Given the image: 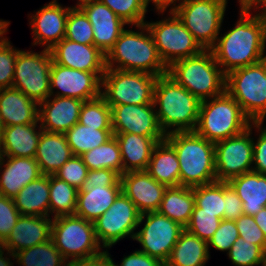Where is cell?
Wrapping results in <instances>:
<instances>
[{
    "mask_svg": "<svg viewBox=\"0 0 266 266\" xmlns=\"http://www.w3.org/2000/svg\"><path fill=\"white\" fill-rule=\"evenodd\" d=\"M239 15L235 26L223 36H218L210 49L225 74L266 58L264 24L258 12L253 15L252 11L240 5Z\"/></svg>",
    "mask_w": 266,
    "mask_h": 266,
    "instance_id": "cell-1",
    "label": "cell"
},
{
    "mask_svg": "<svg viewBox=\"0 0 266 266\" xmlns=\"http://www.w3.org/2000/svg\"><path fill=\"white\" fill-rule=\"evenodd\" d=\"M153 103L165 135L195 131L201 101L168 74L157 77Z\"/></svg>",
    "mask_w": 266,
    "mask_h": 266,
    "instance_id": "cell-2",
    "label": "cell"
},
{
    "mask_svg": "<svg viewBox=\"0 0 266 266\" xmlns=\"http://www.w3.org/2000/svg\"><path fill=\"white\" fill-rule=\"evenodd\" d=\"M138 31L124 29L105 55L106 68L145 72L154 76L168 73L146 24L136 25ZM140 31V32H139Z\"/></svg>",
    "mask_w": 266,
    "mask_h": 266,
    "instance_id": "cell-3",
    "label": "cell"
},
{
    "mask_svg": "<svg viewBox=\"0 0 266 266\" xmlns=\"http://www.w3.org/2000/svg\"><path fill=\"white\" fill-rule=\"evenodd\" d=\"M165 140L176 151L180 167V186L195 187L217 181L215 145L192 132H174Z\"/></svg>",
    "mask_w": 266,
    "mask_h": 266,
    "instance_id": "cell-4",
    "label": "cell"
},
{
    "mask_svg": "<svg viewBox=\"0 0 266 266\" xmlns=\"http://www.w3.org/2000/svg\"><path fill=\"white\" fill-rule=\"evenodd\" d=\"M167 74L200 101L225 92L226 74L211 50L174 62L168 67Z\"/></svg>",
    "mask_w": 266,
    "mask_h": 266,
    "instance_id": "cell-5",
    "label": "cell"
},
{
    "mask_svg": "<svg viewBox=\"0 0 266 266\" xmlns=\"http://www.w3.org/2000/svg\"><path fill=\"white\" fill-rule=\"evenodd\" d=\"M251 123L240 105L225 91L219 96L201 101L195 132L216 143L240 134Z\"/></svg>",
    "mask_w": 266,
    "mask_h": 266,
    "instance_id": "cell-6",
    "label": "cell"
},
{
    "mask_svg": "<svg viewBox=\"0 0 266 266\" xmlns=\"http://www.w3.org/2000/svg\"><path fill=\"white\" fill-rule=\"evenodd\" d=\"M225 91L252 123H263L266 118V58L228 72Z\"/></svg>",
    "mask_w": 266,
    "mask_h": 266,
    "instance_id": "cell-7",
    "label": "cell"
},
{
    "mask_svg": "<svg viewBox=\"0 0 266 266\" xmlns=\"http://www.w3.org/2000/svg\"><path fill=\"white\" fill-rule=\"evenodd\" d=\"M51 239L67 262L92 259L105 252L101 251L93 222L75 214L53 218Z\"/></svg>",
    "mask_w": 266,
    "mask_h": 266,
    "instance_id": "cell-8",
    "label": "cell"
},
{
    "mask_svg": "<svg viewBox=\"0 0 266 266\" xmlns=\"http://www.w3.org/2000/svg\"><path fill=\"white\" fill-rule=\"evenodd\" d=\"M180 1V3H179ZM170 9L204 50L216 43L228 0H177Z\"/></svg>",
    "mask_w": 266,
    "mask_h": 266,
    "instance_id": "cell-9",
    "label": "cell"
},
{
    "mask_svg": "<svg viewBox=\"0 0 266 266\" xmlns=\"http://www.w3.org/2000/svg\"><path fill=\"white\" fill-rule=\"evenodd\" d=\"M157 76L145 72L106 68L101 96L110 106L153 103Z\"/></svg>",
    "mask_w": 266,
    "mask_h": 266,
    "instance_id": "cell-10",
    "label": "cell"
},
{
    "mask_svg": "<svg viewBox=\"0 0 266 266\" xmlns=\"http://www.w3.org/2000/svg\"><path fill=\"white\" fill-rule=\"evenodd\" d=\"M122 192L121 175L115 170H89L78 191L75 215L94 222L102 216Z\"/></svg>",
    "mask_w": 266,
    "mask_h": 266,
    "instance_id": "cell-11",
    "label": "cell"
},
{
    "mask_svg": "<svg viewBox=\"0 0 266 266\" xmlns=\"http://www.w3.org/2000/svg\"><path fill=\"white\" fill-rule=\"evenodd\" d=\"M169 17L145 22L161 60L168 68L174 62L200 54L204 49L170 9Z\"/></svg>",
    "mask_w": 266,
    "mask_h": 266,
    "instance_id": "cell-12",
    "label": "cell"
},
{
    "mask_svg": "<svg viewBox=\"0 0 266 266\" xmlns=\"http://www.w3.org/2000/svg\"><path fill=\"white\" fill-rule=\"evenodd\" d=\"M53 58L50 50L40 53L20 50L16 57L12 87L38 104L51 96L50 69Z\"/></svg>",
    "mask_w": 266,
    "mask_h": 266,
    "instance_id": "cell-13",
    "label": "cell"
},
{
    "mask_svg": "<svg viewBox=\"0 0 266 266\" xmlns=\"http://www.w3.org/2000/svg\"><path fill=\"white\" fill-rule=\"evenodd\" d=\"M140 215L135 204L121 192L109 209L93 222L99 244L110 249L125 237L134 240Z\"/></svg>",
    "mask_w": 266,
    "mask_h": 266,
    "instance_id": "cell-14",
    "label": "cell"
},
{
    "mask_svg": "<svg viewBox=\"0 0 266 266\" xmlns=\"http://www.w3.org/2000/svg\"><path fill=\"white\" fill-rule=\"evenodd\" d=\"M253 125L254 123H251L238 135L214 143L217 181L228 182L236 176L252 171Z\"/></svg>",
    "mask_w": 266,
    "mask_h": 266,
    "instance_id": "cell-15",
    "label": "cell"
},
{
    "mask_svg": "<svg viewBox=\"0 0 266 266\" xmlns=\"http://www.w3.org/2000/svg\"><path fill=\"white\" fill-rule=\"evenodd\" d=\"M144 219H146L144 227L137 231L134 237V240L142 246V249L138 250L165 264L185 228L157 211L142 213L139 225Z\"/></svg>",
    "mask_w": 266,
    "mask_h": 266,
    "instance_id": "cell-16",
    "label": "cell"
},
{
    "mask_svg": "<svg viewBox=\"0 0 266 266\" xmlns=\"http://www.w3.org/2000/svg\"><path fill=\"white\" fill-rule=\"evenodd\" d=\"M104 73L85 72L52 62L50 69L51 96L72 97L89 101L101 96ZM58 88V92L54 89Z\"/></svg>",
    "mask_w": 266,
    "mask_h": 266,
    "instance_id": "cell-17",
    "label": "cell"
},
{
    "mask_svg": "<svg viewBox=\"0 0 266 266\" xmlns=\"http://www.w3.org/2000/svg\"><path fill=\"white\" fill-rule=\"evenodd\" d=\"M113 133H132L147 137H166L160 128L154 103L111 107Z\"/></svg>",
    "mask_w": 266,
    "mask_h": 266,
    "instance_id": "cell-18",
    "label": "cell"
},
{
    "mask_svg": "<svg viewBox=\"0 0 266 266\" xmlns=\"http://www.w3.org/2000/svg\"><path fill=\"white\" fill-rule=\"evenodd\" d=\"M63 7L57 0L46 4L35 14L30 16L33 32V45H41L47 50H51L57 43L65 37L66 22L69 9Z\"/></svg>",
    "mask_w": 266,
    "mask_h": 266,
    "instance_id": "cell-19",
    "label": "cell"
},
{
    "mask_svg": "<svg viewBox=\"0 0 266 266\" xmlns=\"http://www.w3.org/2000/svg\"><path fill=\"white\" fill-rule=\"evenodd\" d=\"M78 7L93 27L94 46L106 55L128 24L99 0L87 1Z\"/></svg>",
    "mask_w": 266,
    "mask_h": 266,
    "instance_id": "cell-20",
    "label": "cell"
},
{
    "mask_svg": "<svg viewBox=\"0 0 266 266\" xmlns=\"http://www.w3.org/2000/svg\"><path fill=\"white\" fill-rule=\"evenodd\" d=\"M50 52L53 61L61 66L85 72L105 73V54L94 45L63 38Z\"/></svg>",
    "mask_w": 266,
    "mask_h": 266,
    "instance_id": "cell-21",
    "label": "cell"
},
{
    "mask_svg": "<svg viewBox=\"0 0 266 266\" xmlns=\"http://www.w3.org/2000/svg\"><path fill=\"white\" fill-rule=\"evenodd\" d=\"M122 192L142 214L159 209L167 186L157 182L146 171H131L121 175Z\"/></svg>",
    "mask_w": 266,
    "mask_h": 266,
    "instance_id": "cell-22",
    "label": "cell"
},
{
    "mask_svg": "<svg viewBox=\"0 0 266 266\" xmlns=\"http://www.w3.org/2000/svg\"><path fill=\"white\" fill-rule=\"evenodd\" d=\"M51 97L39 103L40 126L46 132L65 134L78 122L84 101L72 97Z\"/></svg>",
    "mask_w": 266,
    "mask_h": 266,
    "instance_id": "cell-23",
    "label": "cell"
},
{
    "mask_svg": "<svg viewBox=\"0 0 266 266\" xmlns=\"http://www.w3.org/2000/svg\"><path fill=\"white\" fill-rule=\"evenodd\" d=\"M0 173V195L9 198H14L25 185L43 175L35 158L11 156H1Z\"/></svg>",
    "mask_w": 266,
    "mask_h": 266,
    "instance_id": "cell-24",
    "label": "cell"
},
{
    "mask_svg": "<svg viewBox=\"0 0 266 266\" xmlns=\"http://www.w3.org/2000/svg\"><path fill=\"white\" fill-rule=\"evenodd\" d=\"M52 220L46 216L20 215L5 240L7 250L16 253L50 240Z\"/></svg>",
    "mask_w": 266,
    "mask_h": 266,
    "instance_id": "cell-25",
    "label": "cell"
},
{
    "mask_svg": "<svg viewBox=\"0 0 266 266\" xmlns=\"http://www.w3.org/2000/svg\"><path fill=\"white\" fill-rule=\"evenodd\" d=\"M122 156L123 173L145 171L154 146L165 137H147L132 133H113Z\"/></svg>",
    "mask_w": 266,
    "mask_h": 266,
    "instance_id": "cell-26",
    "label": "cell"
},
{
    "mask_svg": "<svg viewBox=\"0 0 266 266\" xmlns=\"http://www.w3.org/2000/svg\"><path fill=\"white\" fill-rule=\"evenodd\" d=\"M39 104L15 88L0 89V116L5 127L38 121Z\"/></svg>",
    "mask_w": 266,
    "mask_h": 266,
    "instance_id": "cell-27",
    "label": "cell"
},
{
    "mask_svg": "<svg viewBox=\"0 0 266 266\" xmlns=\"http://www.w3.org/2000/svg\"><path fill=\"white\" fill-rule=\"evenodd\" d=\"M38 122L5 127L0 141L1 156L35 158L43 131Z\"/></svg>",
    "mask_w": 266,
    "mask_h": 266,
    "instance_id": "cell-28",
    "label": "cell"
},
{
    "mask_svg": "<svg viewBox=\"0 0 266 266\" xmlns=\"http://www.w3.org/2000/svg\"><path fill=\"white\" fill-rule=\"evenodd\" d=\"M72 156L64 133L42 131L35 155L42 174H54Z\"/></svg>",
    "mask_w": 266,
    "mask_h": 266,
    "instance_id": "cell-29",
    "label": "cell"
},
{
    "mask_svg": "<svg viewBox=\"0 0 266 266\" xmlns=\"http://www.w3.org/2000/svg\"><path fill=\"white\" fill-rule=\"evenodd\" d=\"M227 183L241 199L244 215L254 216L266 207V175L251 171Z\"/></svg>",
    "mask_w": 266,
    "mask_h": 266,
    "instance_id": "cell-30",
    "label": "cell"
},
{
    "mask_svg": "<svg viewBox=\"0 0 266 266\" xmlns=\"http://www.w3.org/2000/svg\"><path fill=\"white\" fill-rule=\"evenodd\" d=\"M50 175H42L25 185L13 198L21 215L50 217Z\"/></svg>",
    "mask_w": 266,
    "mask_h": 266,
    "instance_id": "cell-31",
    "label": "cell"
},
{
    "mask_svg": "<svg viewBox=\"0 0 266 266\" xmlns=\"http://www.w3.org/2000/svg\"><path fill=\"white\" fill-rule=\"evenodd\" d=\"M157 182L167 187L180 186V167L174 148L166 141L158 142L145 170Z\"/></svg>",
    "mask_w": 266,
    "mask_h": 266,
    "instance_id": "cell-32",
    "label": "cell"
},
{
    "mask_svg": "<svg viewBox=\"0 0 266 266\" xmlns=\"http://www.w3.org/2000/svg\"><path fill=\"white\" fill-rule=\"evenodd\" d=\"M209 258L207 242L184 229L165 266H205Z\"/></svg>",
    "mask_w": 266,
    "mask_h": 266,
    "instance_id": "cell-33",
    "label": "cell"
},
{
    "mask_svg": "<svg viewBox=\"0 0 266 266\" xmlns=\"http://www.w3.org/2000/svg\"><path fill=\"white\" fill-rule=\"evenodd\" d=\"M194 206L192 187H167L157 212L185 228L191 219Z\"/></svg>",
    "mask_w": 266,
    "mask_h": 266,
    "instance_id": "cell-34",
    "label": "cell"
},
{
    "mask_svg": "<svg viewBox=\"0 0 266 266\" xmlns=\"http://www.w3.org/2000/svg\"><path fill=\"white\" fill-rule=\"evenodd\" d=\"M65 136L73 155L81 156L111 139L113 129L92 128L77 122L65 133Z\"/></svg>",
    "mask_w": 266,
    "mask_h": 266,
    "instance_id": "cell-35",
    "label": "cell"
},
{
    "mask_svg": "<svg viewBox=\"0 0 266 266\" xmlns=\"http://www.w3.org/2000/svg\"><path fill=\"white\" fill-rule=\"evenodd\" d=\"M89 170L110 169L123 174L121 151L116 138L113 136L103 145L81 155Z\"/></svg>",
    "mask_w": 266,
    "mask_h": 266,
    "instance_id": "cell-36",
    "label": "cell"
},
{
    "mask_svg": "<svg viewBox=\"0 0 266 266\" xmlns=\"http://www.w3.org/2000/svg\"><path fill=\"white\" fill-rule=\"evenodd\" d=\"M78 189L64 180L50 175V215L53 218L74 215L77 207Z\"/></svg>",
    "mask_w": 266,
    "mask_h": 266,
    "instance_id": "cell-37",
    "label": "cell"
},
{
    "mask_svg": "<svg viewBox=\"0 0 266 266\" xmlns=\"http://www.w3.org/2000/svg\"><path fill=\"white\" fill-rule=\"evenodd\" d=\"M20 266H67L52 239L15 253Z\"/></svg>",
    "mask_w": 266,
    "mask_h": 266,
    "instance_id": "cell-38",
    "label": "cell"
},
{
    "mask_svg": "<svg viewBox=\"0 0 266 266\" xmlns=\"http://www.w3.org/2000/svg\"><path fill=\"white\" fill-rule=\"evenodd\" d=\"M192 188L195 205L199 207V213L217 214V217L223 220L225 207L224 182L215 181Z\"/></svg>",
    "mask_w": 266,
    "mask_h": 266,
    "instance_id": "cell-39",
    "label": "cell"
},
{
    "mask_svg": "<svg viewBox=\"0 0 266 266\" xmlns=\"http://www.w3.org/2000/svg\"><path fill=\"white\" fill-rule=\"evenodd\" d=\"M78 123L92 128H112L111 107L102 96L84 101Z\"/></svg>",
    "mask_w": 266,
    "mask_h": 266,
    "instance_id": "cell-40",
    "label": "cell"
},
{
    "mask_svg": "<svg viewBox=\"0 0 266 266\" xmlns=\"http://www.w3.org/2000/svg\"><path fill=\"white\" fill-rule=\"evenodd\" d=\"M64 38L81 44L94 45L93 27L78 6L69 9Z\"/></svg>",
    "mask_w": 266,
    "mask_h": 266,
    "instance_id": "cell-41",
    "label": "cell"
},
{
    "mask_svg": "<svg viewBox=\"0 0 266 266\" xmlns=\"http://www.w3.org/2000/svg\"><path fill=\"white\" fill-rule=\"evenodd\" d=\"M108 6L128 26L144 24L148 4L144 0H99Z\"/></svg>",
    "mask_w": 266,
    "mask_h": 266,
    "instance_id": "cell-42",
    "label": "cell"
},
{
    "mask_svg": "<svg viewBox=\"0 0 266 266\" xmlns=\"http://www.w3.org/2000/svg\"><path fill=\"white\" fill-rule=\"evenodd\" d=\"M227 254L235 266H264L265 251L260 246L244 241L240 237L232 244Z\"/></svg>",
    "mask_w": 266,
    "mask_h": 266,
    "instance_id": "cell-43",
    "label": "cell"
},
{
    "mask_svg": "<svg viewBox=\"0 0 266 266\" xmlns=\"http://www.w3.org/2000/svg\"><path fill=\"white\" fill-rule=\"evenodd\" d=\"M220 223L221 219L217 217V214L199 213V207L195 205L185 229L208 243Z\"/></svg>",
    "mask_w": 266,
    "mask_h": 266,
    "instance_id": "cell-44",
    "label": "cell"
},
{
    "mask_svg": "<svg viewBox=\"0 0 266 266\" xmlns=\"http://www.w3.org/2000/svg\"><path fill=\"white\" fill-rule=\"evenodd\" d=\"M88 171L82 157L73 155L54 175L79 190L84 185Z\"/></svg>",
    "mask_w": 266,
    "mask_h": 266,
    "instance_id": "cell-45",
    "label": "cell"
},
{
    "mask_svg": "<svg viewBox=\"0 0 266 266\" xmlns=\"http://www.w3.org/2000/svg\"><path fill=\"white\" fill-rule=\"evenodd\" d=\"M7 39L0 43V89L12 88L16 57L19 49Z\"/></svg>",
    "mask_w": 266,
    "mask_h": 266,
    "instance_id": "cell-46",
    "label": "cell"
},
{
    "mask_svg": "<svg viewBox=\"0 0 266 266\" xmlns=\"http://www.w3.org/2000/svg\"><path fill=\"white\" fill-rule=\"evenodd\" d=\"M238 237L239 234L235 221L221 220L220 226L207 243L208 251L211 245L216 250L229 252L232 244L236 242Z\"/></svg>",
    "mask_w": 266,
    "mask_h": 266,
    "instance_id": "cell-47",
    "label": "cell"
},
{
    "mask_svg": "<svg viewBox=\"0 0 266 266\" xmlns=\"http://www.w3.org/2000/svg\"><path fill=\"white\" fill-rule=\"evenodd\" d=\"M238 234L244 241L260 246L264 251L266 250V237L260 227L256 224L253 216L242 215L235 220Z\"/></svg>",
    "mask_w": 266,
    "mask_h": 266,
    "instance_id": "cell-48",
    "label": "cell"
},
{
    "mask_svg": "<svg viewBox=\"0 0 266 266\" xmlns=\"http://www.w3.org/2000/svg\"><path fill=\"white\" fill-rule=\"evenodd\" d=\"M13 198L0 195V237L6 240L20 217Z\"/></svg>",
    "mask_w": 266,
    "mask_h": 266,
    "instance_id": "cell-49",
    "label": "cell"
},
{
    "mask_svg": "<svg viewBox=\"0 0 266 266\" xmlns=\"http://www.w3.org/2000/svg\"><path fill=\"white\" fill-rule=\"evenodd\" d=\"M254 128L258 129L259 137L256 142L253 140V164L252 171L266 175V127L262 123H254Z\"/></svg>",
    "mask_w": 266,
    "mask_h": 266,
    "instance_id": "cell-50",
    "label": "cell"
},
{
    "mask_svg": "<svg viewBox=\"0 0 266 266\" xmlns=\"http://www.w3.org/2000/svg\"><path fill=\"white\" fill-rule=\"evenodd\" d=\"M224 200L223 220L235 221L243 215L242 201L227 182H224Z\"/></svg>",
    "mask_w": 266,
    "mask_h": 266,
    "instance_id": "cell-51",
    "label": "cell"
},
{
    "mask_svg": "<svg viewBox=\"0 0 266 266\" xmlns=\"http://www.w3.org/2000/svg\"><path fill=\"white\" fill-rule=\"evenodd\" d=\"M117 266H165V264L145 252L136 250L132 254L125 256L121 264Z\"/></svg>",
    "mask_w": 266,
    "mask_h": 266,
    "instance_id": "cell-52",
    "label": "cell"
},
{
    "mask_svg": "<svg viewBox=\"0 0 266 266\" xmlns=\"http://www.w3.org/2000/svg\"><path fill=\"white\" fill-rule=\"evenodd\" d=\"M67 266H104V253L92 259L70 261Z\"/></svg>",
    "mask_w": 266,
    "mask_h": 266,
    "instance_id": "cell-53",
    "label": "cell"
},
{
    "mask_svg": "<svg viewBox=\"0 0 266 266\" xmlns=\"http://www.w3.org/2000/svg\"><path fill=\"white\" fill-rule=\"evenodd\" d=\"M148 5L152 1L155 6V10L162 14L168 9L169 6H172L176 3L177 0H144Z\"/></svg>",
    "mask_w": 266,
    "mask_h": 266,
    "instance_id": "cell-54",
    "label": "cell"
},
{
    "mask_svg": "<svg viewBox=\"0 0 266 266\" xmlns=\"http://www.w3.org/2000/svg\"><path fill=\"white\" fill-rule=\"evenodd\" d=\"M253 217L255 219L256 224L260 227L266 237V207L262 208Z\"/></svg>",
    "mask_w": 266,
    "mask_h": 266,
    "instance_id": "cell-55",
    "label": "cell"
},
{
    "mask_svg": "<svg viewBox=\"0 0 266 266\" xmlns=\"http://www.w3.org/2000/svg\"><path fill=\"white\" fill-rule=\"evenodd\" d=\"M264 5H266V0H247L243 6L248 9V10H252L255 9L260 10Z\"/></svg>",
    "mask_w": 266,
    "mask_h": 266,
    "instance_id": "cell-56",
    "label": "cell"
},
{
    "mask_svg": "<svg viewBox=\"0 0 266 266\" xmlns=\"http://www.w3.org/2000/svg\"><path fill=\"white\" fill-rule=\"evenodd\" d=\"M7 252L5 253L6 254V257L4 255V253H2L0 255V266H14L13 263L10 261L11 257L14 258L13 260H15V253L13 252H10L8 250H6ZM9 254V258L7 257ZM4 256V257H3ZM11 256V257H10Z\"/></svg>",
    "mask_w": 266,
    "mask_h": 266,
    "instance_id": "cell-57",
    "label": "cell"
},
{
    "mask_svg": "<svg viewBox=\"0 0 266 266\" xmlns=\"http://www.w3.org/2000/svg\"><path fill=\"white\" fill-rule=\"evenodd\" d=\"M10 22L0 19V43L6 41L8 38L3 37L4 34L7 32V28L9 26Z\"/></svg>",
    "mask_w": 266,
    "mask_h": 266,
    "instance_id": "cell-58",
    "label": "cell"
},
{
    "mask_svg": "<svg viewBox=\"0 0 266 266\" xmlns=\"http://www.w3.org/2000/svg\"><path fill=\"white\" fill-rule=\"evenodd\" d=\"M106 251L104 252V266H117L116 263H114L111 255L109 254L108 250L105 249Z\"/></svg>",
    "mask_w": 266,
    "mask_h": 266,
    "instance_id": "cell-59",
    "label": "cell"
},
{
    "mask_svg": "<svg viewBox=\"0 0 266 266\" xmlns=\"http://www.w3.org/2000/svg\"><path fill=\"white\" fill-rule=\"evenodd\" d=\"M259 12V16L261 17L263 24H264V29H266V5H264Z\"/></svg>",
    "mask_w": 266,
    "mask_h": 266,
    "instance_id": "cell-60",
    "label": "cell"
},
{
    "mask_svg": "<svg viewBox=\"0 0 266 266\" xmlns=\"http://www.w3.org/2000/svg\"><path fill=\"white\" fill-rule=\"evenodd\" d=\"M7 250L5 240L0 237V255Z\"/></svg>",
    "mask_w": 266,
    "mask_h": 266,
    "instance_id": "cell-61",
    "label": "cell"
},
{
    "mask_svg": "<svg viewBox=\"0 0 266 266\" xmlns=\"http://www.w3.org/2000/svg\"><path fill=\"white\" fill-rule=\"evenodd\" d=\"M4 128H5V126H4V123H3L2 118L0 116V141H1V138L3 135Z\"/></svg>",
    "mask_w": 266,
    "mask_h": 266,
    "instance_id": "cell-62",
    "label": "cell"
},
{
    "mask_svg": "<svg viewBox=\"0 0 266 266\" xmlns=\"http://www.w3.org/2000/svg\"><path fill=\"white\" fill-rule=\"evenodd\" d=\"M87 1H91V0H78L77 5H75V6H79L80 4L87 2Z\"/></svg>",
    "mask_w": 266,
    "mask_h": 266,
    "instance_id": "cell-63",
    "label": "cell"
},
{
    "mask_svg": "<svg viewBox=\"0 0 266 266\" xmlns=\"http://www.w3.org/2000/svg\"><path fill=\"white\" fill-rule=\"evenodd\" d=\"M247 0H238L240 5H243Z\"/></svg>",
    "mask_w": 266,
    "mask_h": 266,
    "instance_id": "cell-64",
    "label": "cell"
},
{
    "mask_svg": "<svg viewBox=\"0 0 266 266\" xmlns=\"http://www.w3.org/2000/svg\"><path fill=\"white\" fill-rule=\"evenodd\" d=\"M264 266H266V250H265V256H264Z\"/></svg>",
    "mask_w": 266,
    "mask_h": 266,
    "instance_id": "cell-65",
    "label": "cell"
},
{
    "mask_svg": "<svg viewBox=\"0 0 266 266\" xmlns=\"http://www.w3.org/2000/svg\"><path fill=\"white\" fill-rule=\"evenodd\" d=\"M264 33H265V43H266V29H264Z\"/></svg>",
    "mask_w": 266,
    "mask_h": 266,
    "instance_id": "cell-66",
    "label": "cell"
}]
</instances>
